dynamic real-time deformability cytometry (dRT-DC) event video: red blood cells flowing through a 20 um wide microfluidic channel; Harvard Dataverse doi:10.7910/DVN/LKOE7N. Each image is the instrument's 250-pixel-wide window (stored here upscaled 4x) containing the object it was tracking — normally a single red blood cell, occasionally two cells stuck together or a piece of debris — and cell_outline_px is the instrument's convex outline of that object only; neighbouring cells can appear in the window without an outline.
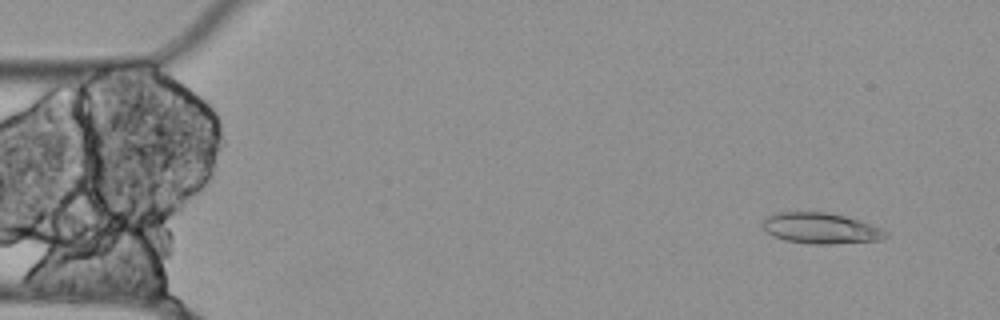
{"species": "Egyptian fruit bat (a non-hibernating species)", "species_latin": "Rousettus aegyptiacus", "temperature_condition": "cold", "stored_images_in_passage": 56, "camera_frame_rate_fps": 3000, "um_per_image_px": 0.085, "animal": {"sex": "female"}, "frame": {"image": 1, "passage_image": 5, "time_ms": 1.333, "image_size_px": [1000, 320], "cell_outline_px": [[888, 236], [880, 240], [832, 244], [812, 244], [784, 240], [772, 236], [764, 228], [764, 220], [772, 212], [828, 212], [860, 220], [880, 228], [888, 232]], "centroid_in_image_um": [69.77, 19.4], "position_along_channel_um": 15.2, "area_um2": 22.08}}
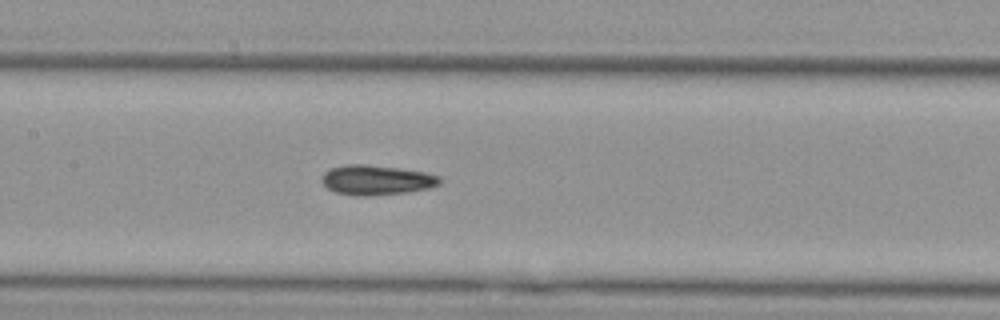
{"frame": {"image": 2, "passage_image": 26, "time_ms": 8.333, "image_size_px": [1000, 320], "cell_outline_px": [[440, 184], [428, 188], [404, 192], [364, 196], [356, 196], [336, 192], [328, 188], [324, 184], [324, 172], [332, 168], [348, 164], [364, 164], [400, 168], [424, 172], [440, 176]], "centroid_in_image_um": [32.02, 15.29], "position_along_channel_um": 175.4, "area_um2": 20.11}}
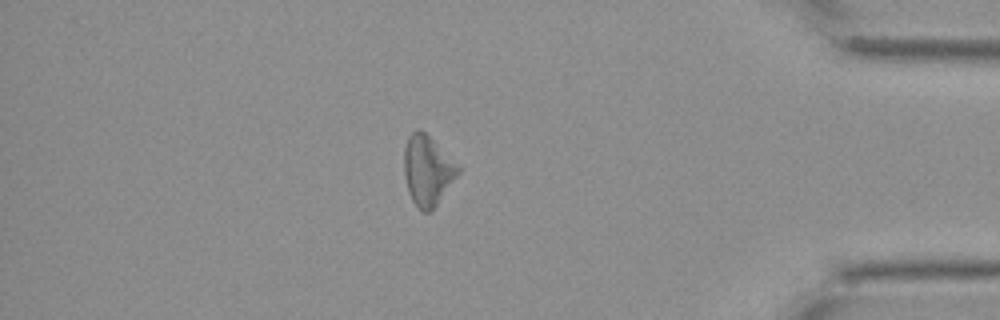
{"frame": {"image": 3, "passage_image": 48, "time_ms": 15.667, "image_size_px": [1000, 320], "cell_outline_px": [[460, 172], [436, 204], [428, 212], [420, 212], [412, 200], [408, 192], [404, 172], [404, 148], [408, 136], [416, 128], [420, 128], [460, 168]], "centroid_in_image_um": [36.29, 14.49], "position_along_channel_um": 398.9, "area_um2": 21.5}, "authors_computed_cell_mechanics": {"area_um2": 21.0103, "velocity_mm_per_s": 3.5336, "shape_relaxation_time_tau1_ms": null, "shape_relaxation_time_tau2_ms": 4.6503, "deformation_change_tau1": null, "deformation_change_tau2": 0.1694}}